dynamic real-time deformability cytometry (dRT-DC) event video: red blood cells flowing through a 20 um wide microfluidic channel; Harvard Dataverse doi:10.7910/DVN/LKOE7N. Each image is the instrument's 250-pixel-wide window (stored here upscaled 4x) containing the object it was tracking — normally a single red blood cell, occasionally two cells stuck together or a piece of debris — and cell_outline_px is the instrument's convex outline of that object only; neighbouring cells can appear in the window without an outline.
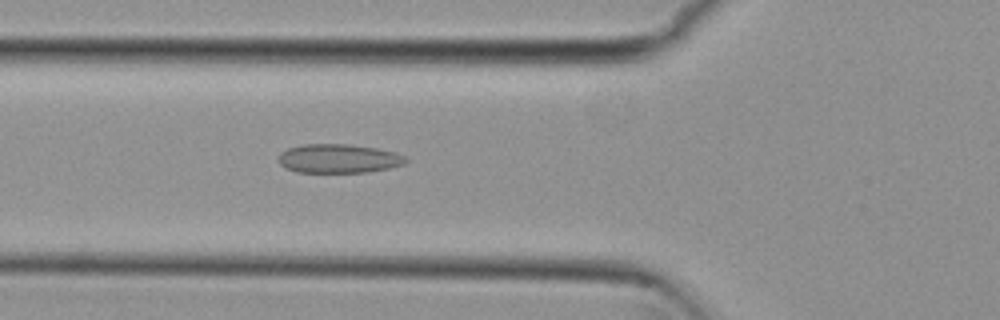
{"species": "common noctule bat (a hibernating species)", "species_latin": "Nyctalus noctula", "temperature_condition": "cold", "stored_images_in_passage": 52, "camera_frame_rate_fps": 3000, "um_per_image_px": 0.085, "animal": {"sex": "female", "body_mass_g": 29.2, "forearm_length_mm": 56.3}, "frame": {"image": 1, "passage_image": 18, "time_ms": 5.667, "image_size_px": [1000, 320], "cell_outline_px": [[408, 160], [404, 164], [388, 168], [364, 172], [296, 172], [284, 168], [280, 164], [280, 152], [288, 148], [300, 144], [348, 144], [376, 148], [396, 152], [404, 156]], "centroid_in_image_um": [28.76, 13.47], "position_along_channel_um": 97.0, "area_um2": 21.44}}
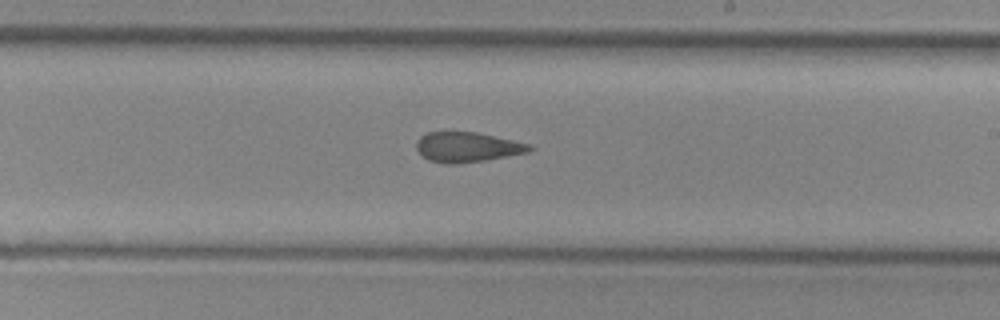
{"frame": {"image": 2, "passage_image": 30, "time_ms": 9.667, "image_size_px": [1000, 320], "cell_outline_px": [[532, 148], [528, 152], [484, 160], [456, 164], [444, 164], [428, 160], [416, 148], [416, 140], [420, 136], [428, 132], [476, 132], [532, 144]], "centroid_in_image_um": [39.69, 12.5], "position_along_channel_um": 249.3, "area_um2": 19.65}}
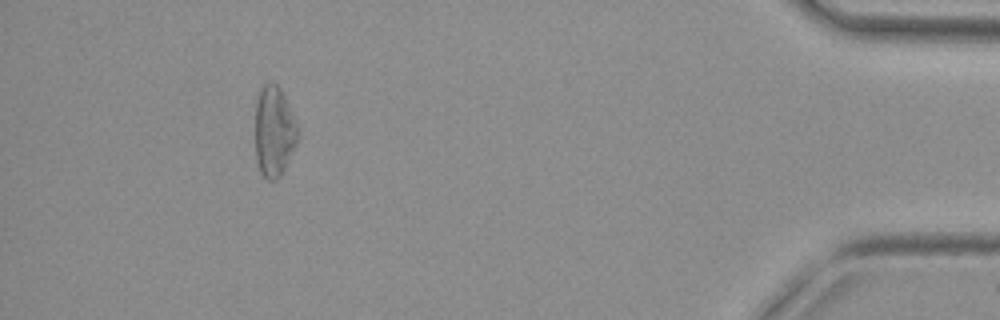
{"frame": {"image": 3, "passage_image": 48, "time_ms": 15.667, "image_size_px": [1000, 320], "cell_outline_px": [[300, 132], [296, 144], [280, 176], [276, 180], [268, 180], [260, 172], [256, 160], [256, 104], [260, 88], [264, 84], [276, 84], [280, 88], [284, 96]], "centroid_in_image_um": [23.29, 11.19], "position_along_channel_um": 411.9, "area_um2": 22.14}, "authors_computed_cell_mechanics": {"area_um2": 21.3282, "velocity_mm_per_s": 3.7911, "shape_relaxation_time_tau1_ms": null, "shape_relaxation_time_tau2_ms": 2.7006, "deformation_change_tau1": null, "deformation_change_tau2": 0.1235}}